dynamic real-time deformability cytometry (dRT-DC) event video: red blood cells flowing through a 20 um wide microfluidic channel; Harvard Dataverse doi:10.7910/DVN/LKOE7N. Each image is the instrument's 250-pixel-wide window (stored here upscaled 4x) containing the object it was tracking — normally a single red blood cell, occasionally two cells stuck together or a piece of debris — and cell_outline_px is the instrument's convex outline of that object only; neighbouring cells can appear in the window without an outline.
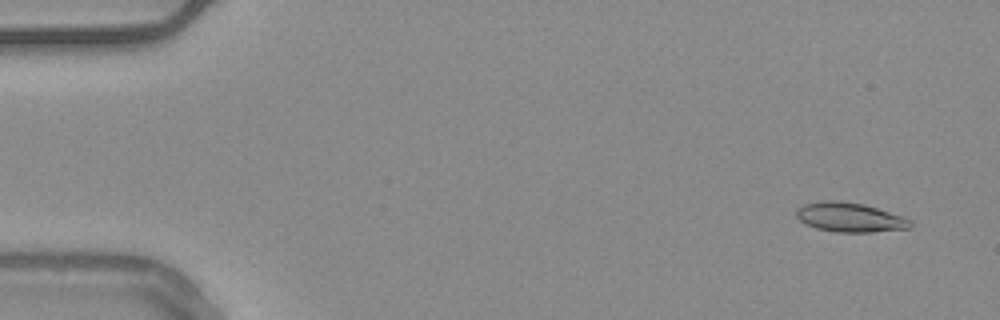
{"species": "common noctule bat (a hibernating species)", "species_latin": "Nyctalus noctula", "temperature_condition": "warm", "stored_images_in_passage": 56, "camera_frame_rate_fps": 3000, "um_per_image_px": 0.085, "animal": {"sex": "male", "body_mass_g": 20.4}, "frame": {"image": 1, "passage_image": 4, "time_ms": 1.0, "image_size_px": [1000, 320], "cell_outline_px": [[912, 228], [872, 232], [836, 232], [816, 228], [804, 224], [796, 216], [796, 208], [804, 204], [824, 200], [840, 200], [864, 204], [912, 220]], "centroid_in_image_um": [72.21, 18.47], "position_along_channel_um": 12.8, "area_um2": 19.59}}
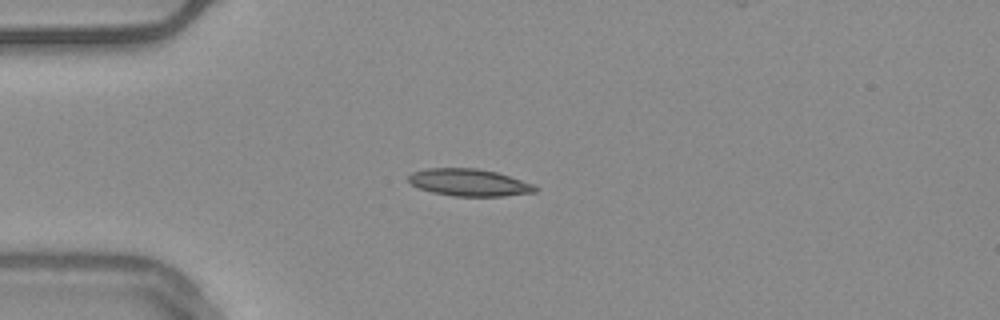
{"frame": {"image": 2, "passage_image": 15, "time_ms": 4.667, "image_size_px": [1000, 320], "cell_outline_px": [[540, 188], [536, 192], [504, 196], [452, 196], [432, 192], [420, 188], [412, 184], [408, 180], [408, 176], [412, 172], [428, 168], [476, 168], [496, 172], [536, 184]], "centroid_in_image_um": [39.93, 15.51], "position_along_channel_um": 45.1, "area_um2": 20.17}}
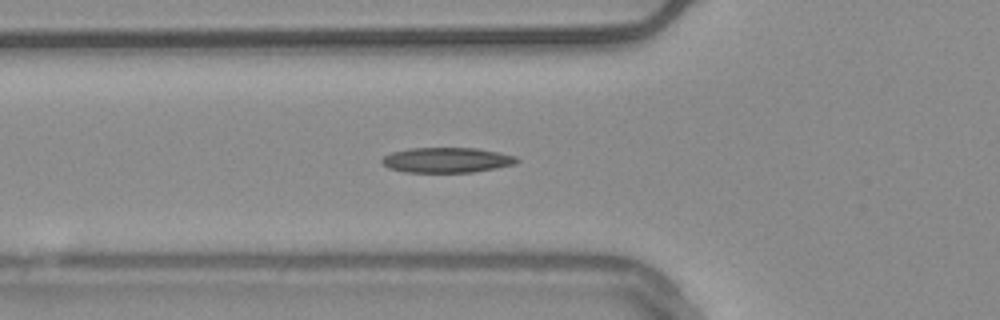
{"frame": {"image": 3, "passage_image": 20, "time_ms": 6.333, "image_size_px": [1000, 320], "cell_outline_px": [[520, 160], [516, 164], [496, 168], [472, 172], [404, 172], [388, 168], [380, 164], [380, 160], [384, 156], [392, 152], [412, 148], [476, 148], [516, 156]], "centroid_in_image_um": [37.95, 13.61], "position_along_channel_um": 87.9, "area_um2": 19.83}, "authors_computed_cell_mechanics": {"area_um2": 18.9295, "velocity_mm_per_s": 3.7766, "shape_relaxation_time_tau1_ms": null, "shape_relaxation_time_tau2_ms": 6.4128, "deformation_change_tau1": null, "deformation_change_tau2": 0.1522}}